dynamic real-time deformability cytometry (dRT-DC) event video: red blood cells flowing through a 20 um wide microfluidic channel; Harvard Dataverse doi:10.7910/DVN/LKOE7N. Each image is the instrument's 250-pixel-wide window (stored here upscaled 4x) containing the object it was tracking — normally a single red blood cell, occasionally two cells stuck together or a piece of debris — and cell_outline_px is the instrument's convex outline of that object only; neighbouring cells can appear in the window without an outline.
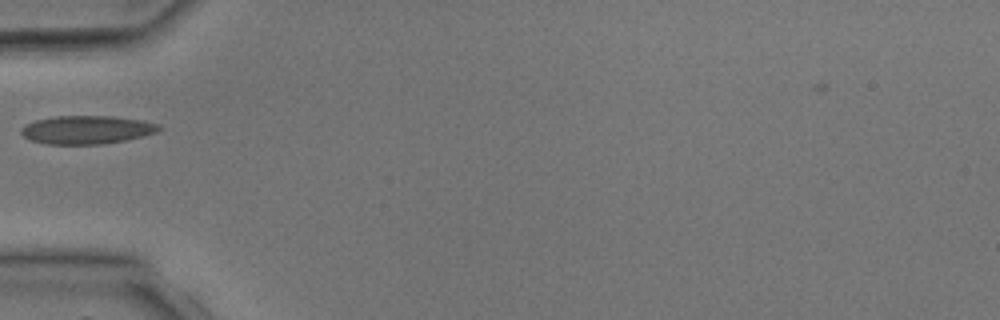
{"species": "common noctule bat (a hibernating species)", "species_latin": "Nyctalus noctula", "temperature_condition": "room temperature", "stored_images_in_passage": 1, "camera_frame_rate_fps": 3000, "um_per_image_px": 0.085, "animal": {"sex": "male", "body_mass_g": 17.9, "forearm_length_mm": 54.2}, "frame": {"image": 1, "passage_image": 1, "time_ms": 0.0, "image_size_px": [1000, 320], "cell_outline_px": [[164, 128], [156, 132], [144, 136], [128, 140], [104, 144], [44, 144], [28, 140], [20, 132], [20, 128], [36, 120], [56, 116], [112, 116], [140, 120], [160, 124]], "centroid_in_image_um": [7.4, 11.04], "position_along_channel_um": 77.6, "area_um2": 22.95}}